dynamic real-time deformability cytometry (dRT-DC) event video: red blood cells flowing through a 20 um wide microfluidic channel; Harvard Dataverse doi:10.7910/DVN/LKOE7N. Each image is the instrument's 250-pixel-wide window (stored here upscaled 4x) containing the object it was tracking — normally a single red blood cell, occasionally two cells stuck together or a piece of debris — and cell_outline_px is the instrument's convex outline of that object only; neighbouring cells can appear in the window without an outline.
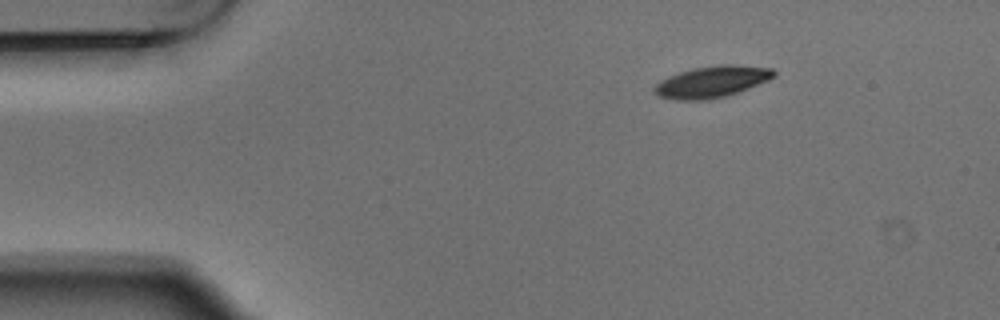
{"species": "Egyptian fruit bat (a non-hibernating species)", "species_latin": "Rousettus aegyptiacus", "temperature_condition": "warm", "stored_images_in_passage": 4, "segment_of_instrument_passage": [1, 2], "camera_frame_rate_fps": 3000, "um_per_image_px": 0.085, "animal": {"sex": "male"}, "frame": {"image": 1, "passage_image": 1, "time_ms": 0.0, "image_size_px": [1000, 320], "cell_outline_px": [[776, 76], [768, 80], [748, 88], [724, 96], [708, 100], [672, 100], [656, 96], [652, 92], [652, 88], [660, 80], [668, 76], [692, 68], [720, 64], [732, 64], [772, 68], [776, 72]], "centroid_in_image_um": [60.45, 6.95], "position_along_channel_um": 24.6, "area_um2": 22.14}}
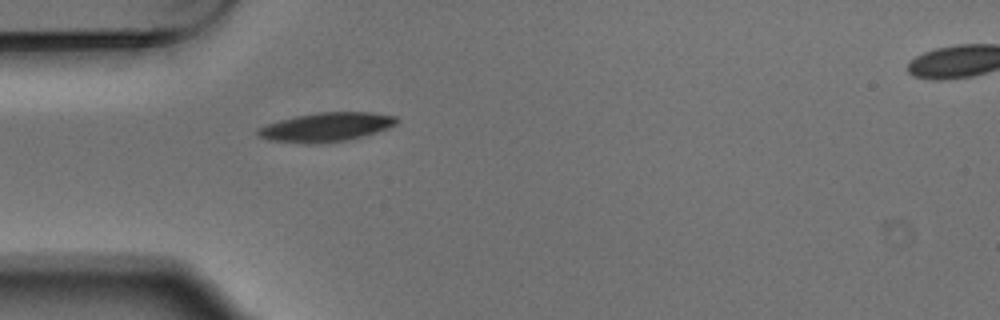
{"frame": {"image": 2, "passage_image": 3, "time_ms": 0.667, "image_size_px": [1000, 320], "cell_outline_px": [[400, 120], [396, 124], [388, 128], [376, 132], [348, 140], [312, 144], [304, 144], [268, 140], [260, 136], [256, 132], [260, 128], [268, 124], [280, 120], [296, 116], [320, 112], [372, 112], [396, 116]], "centroid_in_image_um": [27.76, 10.8], "position_along_channel_um": 57.2, "area_um2": 23.35}}